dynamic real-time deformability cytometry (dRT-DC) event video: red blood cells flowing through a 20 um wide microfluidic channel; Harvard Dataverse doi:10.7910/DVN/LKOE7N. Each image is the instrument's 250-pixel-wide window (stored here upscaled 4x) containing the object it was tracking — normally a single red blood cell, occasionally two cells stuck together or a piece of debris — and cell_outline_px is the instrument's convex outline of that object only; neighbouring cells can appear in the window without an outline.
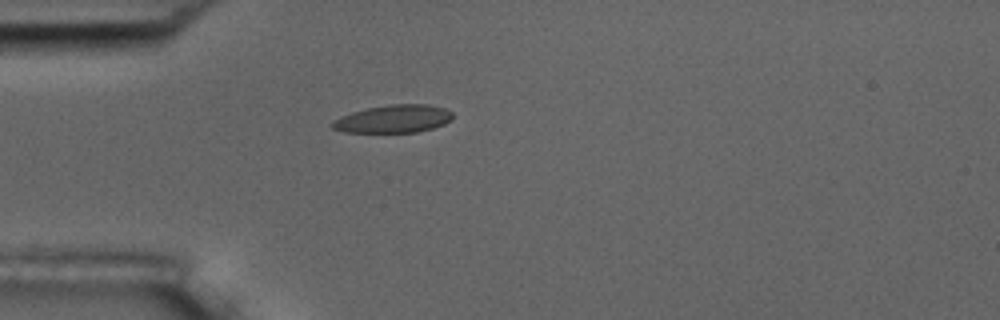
{"species": "common noctule bat (a hibernating species)", "species_latin": "Nyctalus noctula", "temperature_condition": "room temperature", "stored_images_in_passage": 2, "camera_frame_rate_fps": 3000, "um_per_image_px": 0.085, "animal": {"sex": "male", "body_mass_g": 17.5, "forearm_length_mm": 52.3}, "frame": {"image": 1, "passage_image": 1, "time_ms": 0.0, "image_size_px": [1000, 320], "cell_outline_px": [[452, 120], [444, 124], [432, 128], [416, 132], [344, 132], [332, 128], [328, 124], [332, 120], [340, 116], [352, 112], [368, 108], [392, 104], [428, 104], [444, 108], [452, 112]], "centroid_in_image_um": [33.41, 10.1], "position_along_channel_um": 51.6, "area_um2": 19.59}}